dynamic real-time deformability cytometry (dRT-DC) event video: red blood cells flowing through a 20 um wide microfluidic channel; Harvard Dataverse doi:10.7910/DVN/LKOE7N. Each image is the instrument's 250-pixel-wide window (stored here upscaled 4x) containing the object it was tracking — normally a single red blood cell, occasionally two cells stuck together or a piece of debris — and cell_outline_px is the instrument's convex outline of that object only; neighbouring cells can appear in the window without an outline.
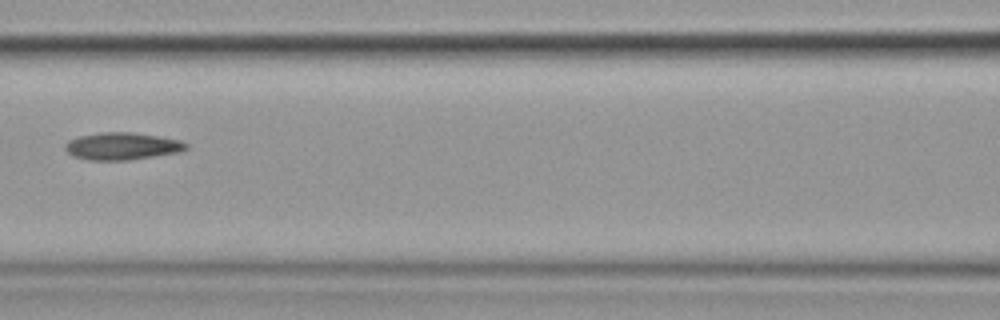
{"species": "common noctule bat (a hibernating species)", "species_latin": "Nyctalus noctula", "temperature_condition": "cold", "stored_images_in_passage": 7, "camera_frame_rate_fps": 3000, "um_per_image_px": 0.085, "animal": {"sex": "female", "body_mass_g": 19.9}, "frame": {"image": 1, "passage_image": 7, "time_ms": 7.0, "image_size_px": [1000, 320], "cell_outline_px": [[188, 148], [180, 152], [128, 160], [88, 160], [72, 156], [64, 148], [64, 144], [68, 140], [80, 136], [100, 132], [132, 132], [180, 140], [188, 144]], "centroid_in_image_um": [10.35, 12.42], "position_along_channel_um": 156.2, "area_um2": 19.25}}